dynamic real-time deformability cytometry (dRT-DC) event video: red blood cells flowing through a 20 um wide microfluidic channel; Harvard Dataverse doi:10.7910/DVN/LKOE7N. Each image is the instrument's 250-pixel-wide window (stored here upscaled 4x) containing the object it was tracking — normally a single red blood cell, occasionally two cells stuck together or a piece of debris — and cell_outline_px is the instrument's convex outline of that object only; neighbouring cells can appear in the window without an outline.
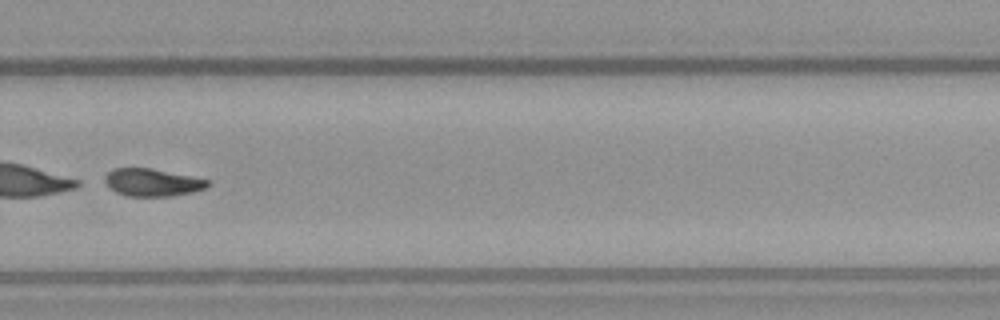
{"species": "common noctule bat (a hibernating species)", "species_latin": "Nyctalus noctula", "temperature_condition": "warm", "stored_images_in_passage": 48, "camera_frame_rate_fps": 3000, "um_per_image_px": 0.085, "animal": {"sex": "female", "body_mass_g": 21.9}, "frame": {"image": 1, "passage_image": 35, "time_ms": 11.333, "image_size_px": [1000, 320], "cell_outline_px": [[212, 184], [208, 188], [192, 192], [168, 196], [128, 196], [116, 192], [108, 188], [104, 180], [104, 176], [112, 168], [152, 168], [208, 180]], "centroid_in_image_um": [12.93, 15.5], "position_along_channel_um": 316.9, "area_um2": 16.59}}